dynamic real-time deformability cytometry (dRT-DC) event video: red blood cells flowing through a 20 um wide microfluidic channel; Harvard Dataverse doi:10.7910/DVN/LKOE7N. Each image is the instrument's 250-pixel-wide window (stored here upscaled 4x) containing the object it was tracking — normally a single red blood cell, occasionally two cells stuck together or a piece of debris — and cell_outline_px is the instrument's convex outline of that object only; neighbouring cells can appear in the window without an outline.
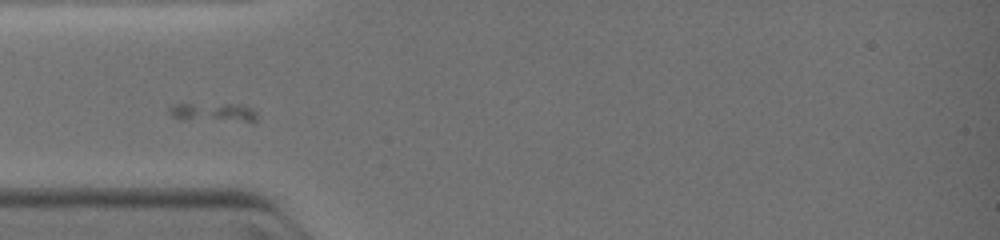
{"species": "common noctule bat (a hibernating species)", "species_latin": "Nyctalus noctula", "temperature_condition": "warm", "stored_images_in_passage": 6, "camera_frame_rate_fps": 3000, "um_per_image_px": 0.085, "animal": {"sex": "female", "body_mass_g": 19.0, "forearm_length_mm": 51.5}, "frame": {"image": 1, "passage_image": 5, "time_ms": 3.333, "image_size_px": [1000, 240], "cell_outline_px": [[256, 120], [252, 124], [180, 120], [172, 116], [168, 112], [168, 108], [176, 104], [240, 104], [252, 108], [256, 112]], "centroid_in_image_um": [18.2, 9.61], "position_along_channel_um": 66.8, "area_um2": 10.52}}